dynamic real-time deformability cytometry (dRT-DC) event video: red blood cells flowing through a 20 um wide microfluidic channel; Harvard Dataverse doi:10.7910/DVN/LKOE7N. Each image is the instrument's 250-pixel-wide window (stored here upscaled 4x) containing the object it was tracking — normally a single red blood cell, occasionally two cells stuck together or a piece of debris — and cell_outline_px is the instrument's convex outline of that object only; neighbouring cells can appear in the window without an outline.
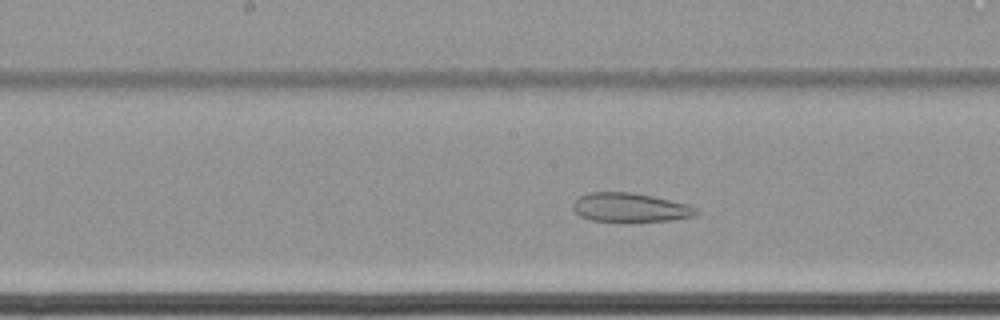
{"species": "common noctule bat (a hibernating species)", "species_latin": "Nyctalus noctula", "temperature_condition": "cold", "stored_images_in_passage": 63, "camera_frame_rate_fps": 3000, "um_per_image_px": 0.085, "animal": {"sex": "female", "body_mass_g": 22.7, "forearm_length_mm": 54.2}, "frame": {"image": 1, "passage_image": 35, "time_ms": 11.333, "image_size_px": [1000, 320], "cell_outline_px": [[700, 212], [696, 216], [672, 220], [592, 220], [580, 216], [572, 208], [572, 204], [580, 196], [588, 192], [632, 192], [652, 196], [688, 204], [696, 208]], "centroid_in_image_um": [53.58, 17.61], "position_along_channel_um": 194.6, "area_um2": 20.46}}
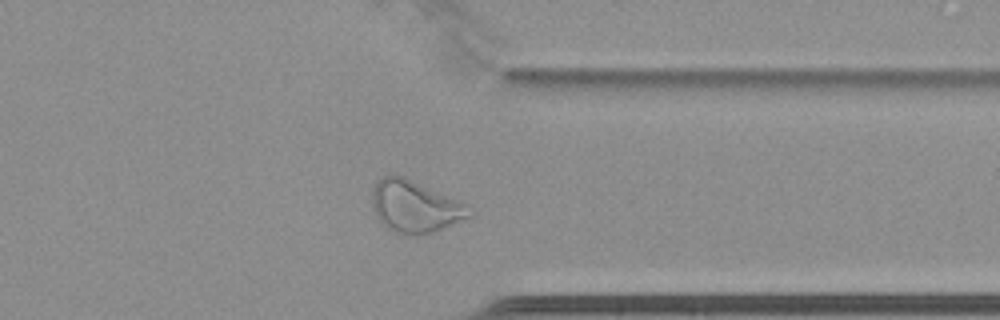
{"frame": {"image": 2, "passage_image": 51, "time_ms": 16.667, "image_size_px": [1000, 320], "cell_outline_px": [[472, 216], [424, 236], [404, 236], [392, 232], [376, 216], [372, 208], [372, 188], [384, 176], [404, 176], [456, 200], [464, 204]], "centroid_in_image_um": [35.22, 17.61], "position_along_channel_um": 376.2, "area_um2": 29.13}}
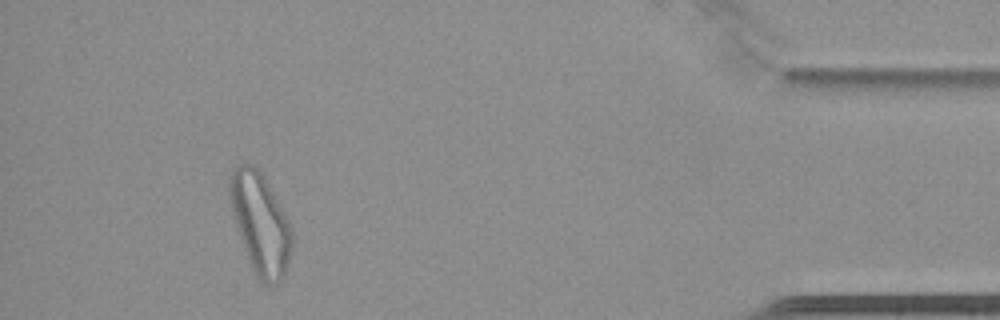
{"frame": {"image": 3, "passage_image": 59, "time_ms": 19.333, "image_size_px": [1000, 320], "cell_outline_px": [[292, 248], [284, 272], [280, 280], [276, 284], [264, 284], [256, 276], [248, 260], [236, 224], [228, 192], [228, 176], [232, 168], [236, 164], [252, 164], [264, 176], [284, 212], [292, 228]], "centroid_in_image_um": [22.11, 18.95], "position_along_channel_um": 413.1, "area_um2": 36.24}}